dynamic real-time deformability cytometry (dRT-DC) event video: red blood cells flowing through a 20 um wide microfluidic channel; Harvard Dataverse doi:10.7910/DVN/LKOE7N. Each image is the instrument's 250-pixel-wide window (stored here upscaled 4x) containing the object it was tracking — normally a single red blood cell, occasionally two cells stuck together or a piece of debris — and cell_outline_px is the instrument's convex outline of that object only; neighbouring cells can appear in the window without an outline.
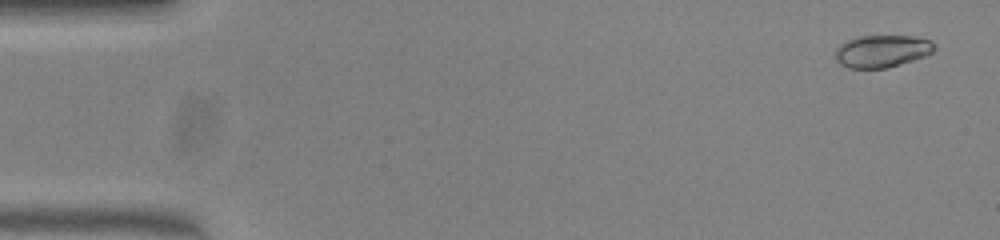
{"species": "common noctule bat (a hibernating species)", "species_latin": "Nyctalus noctula", "temperature_condition": "warm", "stored_images_in_passage": 52, "camera_frame_rate_fps": 3000, "um_per_image_px": 0.085, "animal": {"sex": "female", "body_mass_g": 23.0, "forearm_length_mm": 53.4}, "frame": {"image": 1, "passage_image": 3, "time_ms": 0.667, "image_size_px": [1000, 240], "cell_outline_px": [[936, 48], [932, 52], [924, 56], [888, 68], [848, 68], [840, 64], [836, 60], [836, 48], [840, 44], [848, 40], [860, 36], [912, 36], [932, 40]], "centroid_in_image_um": [74.97, 4.35], "position_along_channel_um": 10.0, "area_um2": 18.61}}
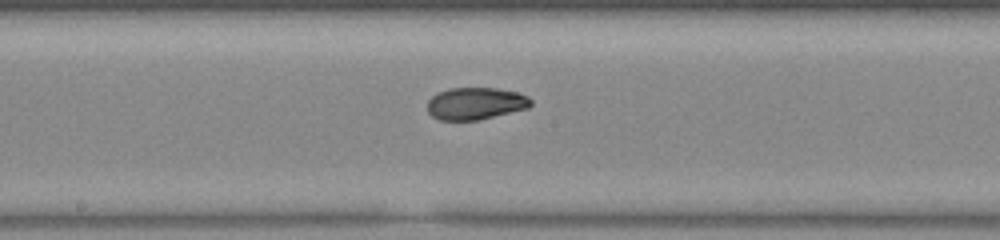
{"frame": {"image": 2, "passage_image": 28, "time_ms": 9.0, "image_size_px": [1000, 240], "cell_outline_px": [[532, 104], [528, 108], [476, 120], [440, 120], [432, 116], [428, 112], [428, 100], [436, 92], [448, 88], [496, 88], [516, 92], [528, 96], [532, 100]], "centroid_in_image_um": [40.4, 8.78], "position_along_channel_um": 207.8, "area_um2": 19.36}}
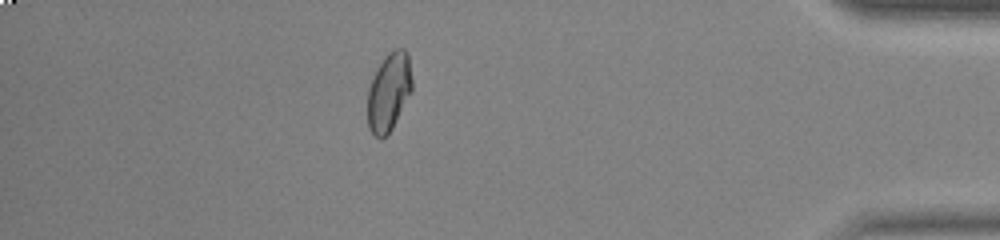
{"frame": {"image": 3, "passage_image": 46, "time_ms": 15.0, "image_size_px": [1000, 240], "cell_outline_px": [[412, 92], [392, 128], [380, 140], [368, 128], [368, 88], [376, 68], [384, 56], [392, 48], [404, 48], [408, 52], [412, 80]], "centroid_in_image_um": [33.06, 7.76], "position_along_channel_um": 402.1, "area_um2": 20.52}, "authors_computed_cell_mechanics": {"area_um2": 19.8254, "velocity_mm_per_s": 3.9909, "shape_relaxation_time_tau1_ms": 7.7278, "shape_relaxation_time_tau2_ms": 1.17, "deformation_change_tau1": 0.216, "deformation_change_tau2": 0.0325}}